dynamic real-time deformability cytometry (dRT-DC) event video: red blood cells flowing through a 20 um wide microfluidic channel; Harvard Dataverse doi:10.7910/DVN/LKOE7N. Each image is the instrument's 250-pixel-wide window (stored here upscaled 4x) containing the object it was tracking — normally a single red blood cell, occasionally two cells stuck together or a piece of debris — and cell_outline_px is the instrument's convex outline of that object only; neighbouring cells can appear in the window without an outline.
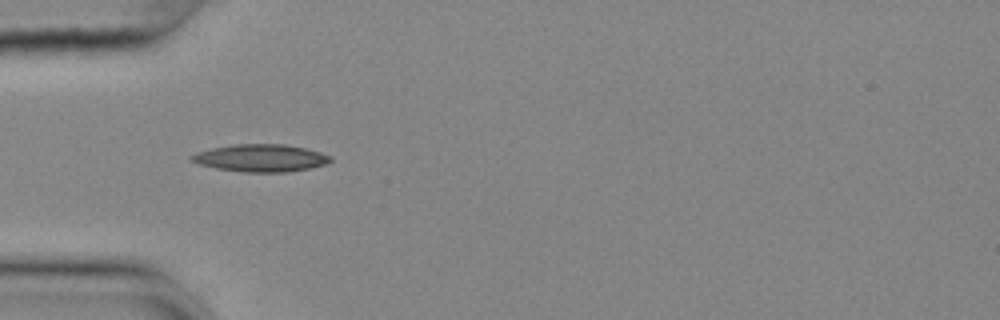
{"species": "common noctule bat (a hibernating species)", "species_latin": "Nyctalus noctula", "temperature_condition": "cold", "stored_images_in_passage": 39, "camera_frame_rate_fps": 3000, "um_per_image_px": 0.085, "animal": {"sex": "female", "body_mass_g": 25.1}, "frame": {"image": 1, "passage_image": 1, "time_ms": 0.0, "image_size_px": [1000, 320], "cell_outline_px": [[332, 160], [324, 164], [312, 168], [288, 172], [244, 172], [216, 168], [200, 164], [192, 160], [188, 156], [196, 152], [212, 148], [232, 144], [284, 144], [304, 148], [320, 152], [332, 156]], "centroid_in_image_um": [22.16, 13.43], "position_along_channel_um": 62.8, "area_um2": 22.2}}
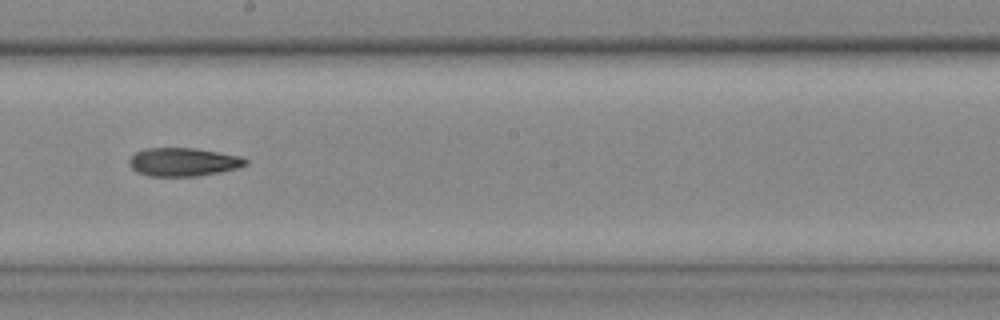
{"frame": {"image": 2, "passage_image": 15, "time_ms": 4.667, "image_size_px": [1000, 320], "cell_outline_px": [[248, 164], [236, 168], [220, 172], [196, 176], [148, 176], [136, 172], [128, 164], [128, 160], [136, 152], [144, 148], [196, 148], [240, 156], [248, 160]], "centroid_in_image_um": [15.55, 13.77], "position_along_channel_um": 232.6, "area_um2": 19.31}}
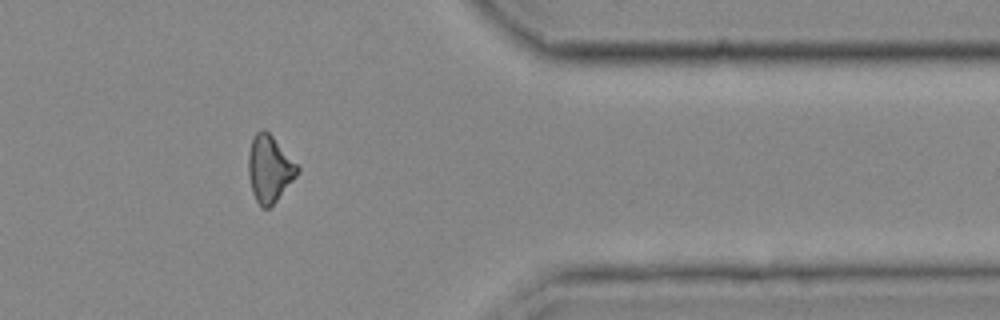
{"frame": {"image": 3, "passage_image": 29, "time_ms": 9.333, "image_size_px": [1000, 320], "cell_outline_px": [[300, 168], [296, 176], [276, 200], [268, 208], [260, 208], [252, 192], [248, 176], [248, 156], [252, 140], [256, 132], [260, 128], [264, 128], [272, 136]], "centroid_in_image_um": [22.87, 14.34], "position_along_channel_um": 388.5, "area_um2": 18.79}}